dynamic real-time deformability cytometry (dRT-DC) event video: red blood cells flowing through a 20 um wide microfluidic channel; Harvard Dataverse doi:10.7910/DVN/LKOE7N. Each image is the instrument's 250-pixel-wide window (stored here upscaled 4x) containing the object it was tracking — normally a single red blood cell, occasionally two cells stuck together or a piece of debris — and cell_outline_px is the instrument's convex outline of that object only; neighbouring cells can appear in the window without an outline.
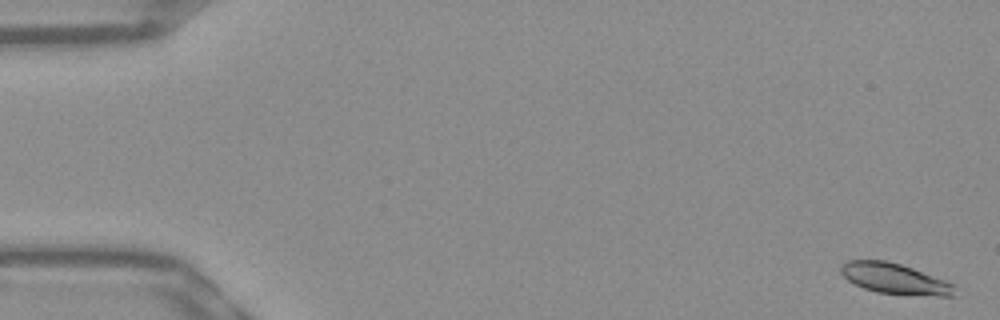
{"species": "Egyptian fruit bat (a non-hibernating species)", "species_latin": "Rousettus aegyptiacus", "temperature_condition": "warm", "stored_images_in_passage": 53, "camera_frame_rate_fps": 3000, "um_per_image_px": 0.085, "frame": {"image": 1, "passage_image": 2, "time_ms": 0.333, "image_size_px": [1000, 320], "cell_outline_px": [[956, 284], [952, 296], [936, 296], [876, 292], [864, 288], [848, 280], [840, 272], [840, 264], [848, 260], [884, 260], [900, 264], [912, 268]], "centroid_in_image_um": [76.03, 23.68], "position_along_channel_um": 9.0, "area_um2": 20.11}}
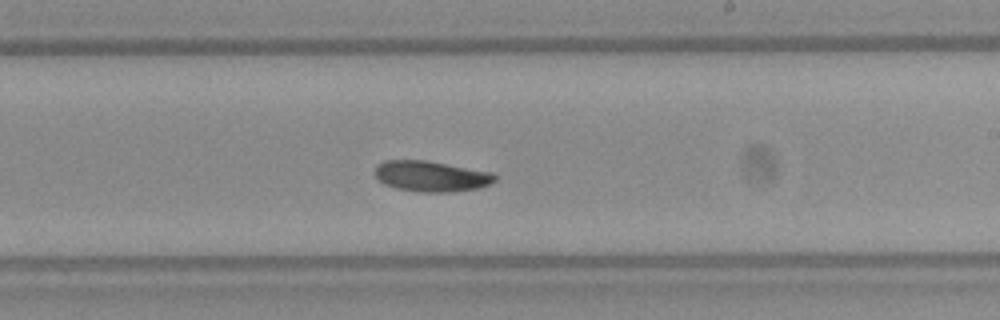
{"frame": {"image": 2, "passage_image": 32, "time_ms": 10.333, "image_size_px": [1000, 320], "cell_outline_px": [[496, 180], [480, 188], [452, 192], [420, 192], [396, 188], [384, 184], [376, 176], [376, 164], [384, 160], [424, 160], [492, 172], [496, 176]], "centroid_in_image_um": [36.65, 14.98], "position_along_channel_um": 252.4, "area_um2": 21.39}}
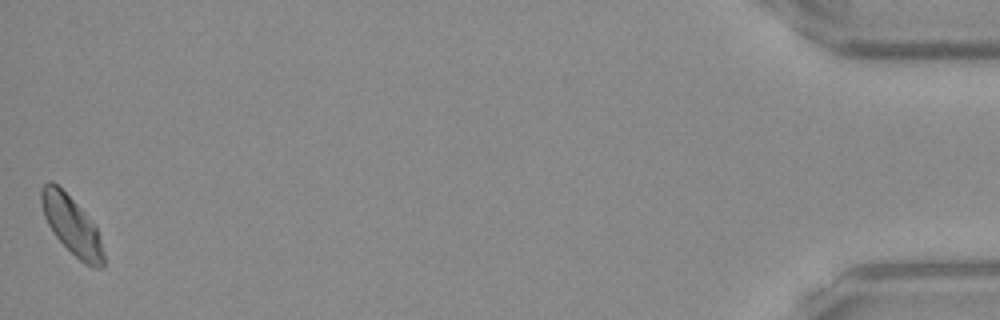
{"frame": {"image": 3, "passage_image": 53, "time_ms": 17.333, "image_size_px": [1000, 320], "cell_outline_px": [[104, 268], [92, 268], [84, 264], [56, 236], [48, 224], [44, 216], [40, 200], [40, 188], [48, 180], [52, 180], [76, 204], [96, 228], [100, 240], [104, 256]], "centroid_in_image_um": [6.07, 19.16], "position_along_channel_um": 429.1, "area_um2": 20.58}, "authors_computed_cell_mechanics": {"area_um2": 21.097, "velocity_mm_per_s": 3.8755, "shape_relaxation_time_tau1_ms": 2.4364, "shape_relaxation_time_tau2_ms": null, "deformation_change_tau1": 0.1049, "deformation_change_tau2": null}}